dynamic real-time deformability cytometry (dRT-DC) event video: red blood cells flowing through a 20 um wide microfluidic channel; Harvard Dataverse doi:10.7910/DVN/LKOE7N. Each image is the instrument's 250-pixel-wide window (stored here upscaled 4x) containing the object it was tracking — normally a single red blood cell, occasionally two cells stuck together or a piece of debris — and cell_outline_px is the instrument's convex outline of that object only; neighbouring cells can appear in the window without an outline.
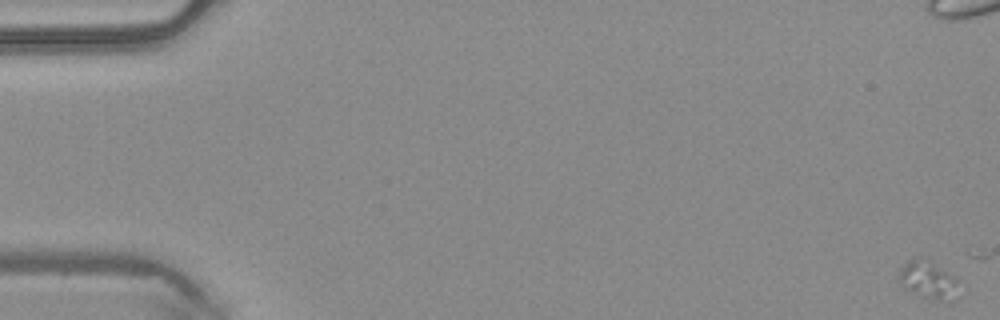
{"species": "common noctule bat (a hibernating species)", "species_latin": "Nyctalus noctula", "temperature_condition": "warm", "stored_images_in_passage": 6, "camera_frame_rate_fps": 3000, "um_per_image_px": 0.085, "animal": {"sex": "male", "body_mass_g": 20.4}, "frame": {"image": 1, "passage_image": 1, "time_ms": 0.0, "image_size_px": [1000, 320], "cell_outline_px": [[956, 280], [940, 300], [924, 296], [904, 288], [900, 280], [900, 268], [908, 260], [916, 260], [940, 268], [952, 276]], "centroid_in_image_um": [78.67, 23.74], "position_along_channel_um": 6.3, "area_um2": 10.69}}